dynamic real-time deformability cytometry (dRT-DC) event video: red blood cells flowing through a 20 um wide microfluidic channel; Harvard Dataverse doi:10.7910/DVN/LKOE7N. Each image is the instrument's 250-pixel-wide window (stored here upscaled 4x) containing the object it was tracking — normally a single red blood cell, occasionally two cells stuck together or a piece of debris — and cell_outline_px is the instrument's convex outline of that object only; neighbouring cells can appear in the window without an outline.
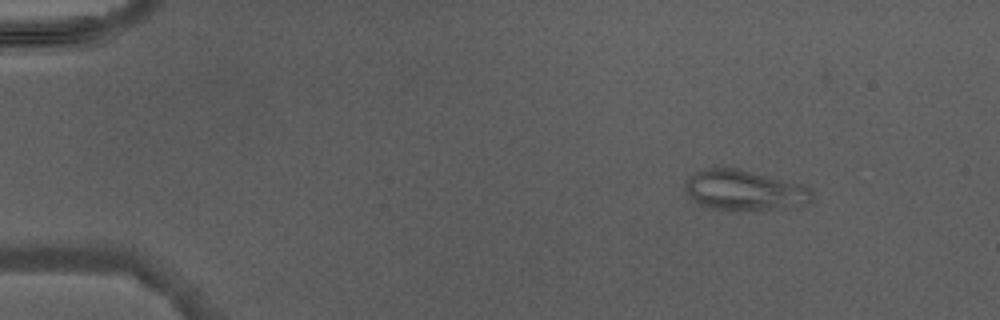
{"species": "Egyptian fruit bat (a non-hibernating species)", "species_latin": "Rousettus aegyptiacus", "temperature_condition": "warm", "stored_images_in_passage": 4, "camera_frame_rate_fps": 3000, "um_per_image_px": 0.085, "animal": {"sex": "male"}, "frame": {"image": 1, "passage_image": 1, "time_ms": 0.0, "image_size_px": [1000, 320], "cell_outline_px": [[812, 200], [796, 208], [736, 212], [712, 208], [700, 204], [692, 200], [684, 184], [688, 176], [704, 168], [736, 168], [804, 184], [812, 188]], "centroid_in_image_um": [63.32, 16.2], "position_along_channel_um": 21.7, "area_um2": 30.52}}
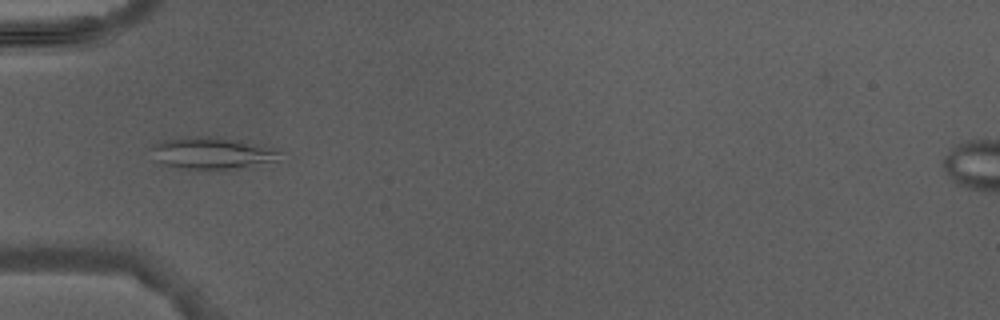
{"frame": {"image": 2, "passage_image": 4, "time_ms": 3.333, "image_size_px": [1000, 320], "cell_outline_px": [[284, 152], [276, 160], [252, 168], [232, 172], [196, 172], [164, 164], [148, 148], [164, 140], [184, 136], [208, 136], [240, 140], [276, 148]], "centroid_in_image_um": [18.13, 13.08], "position_along_channel_um": 66.9, "area_um2": 25.43}}